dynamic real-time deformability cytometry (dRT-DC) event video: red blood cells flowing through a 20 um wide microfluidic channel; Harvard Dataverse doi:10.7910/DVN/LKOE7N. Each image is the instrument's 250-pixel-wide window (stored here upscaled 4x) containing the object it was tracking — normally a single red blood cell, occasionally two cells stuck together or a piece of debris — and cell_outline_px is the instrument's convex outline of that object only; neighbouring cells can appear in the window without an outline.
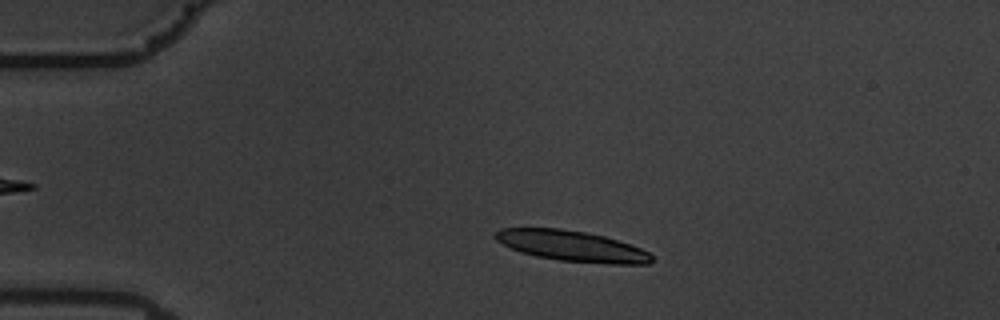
{"species": "common noctule bat (a hibernating species)", "species_latin": "Nyctalus noctula", "temperature_condition": "warm", "stored_images_in_passage": 54, "camera_frame_rate_fps": 3000, "um_per_image_px": 0.085, "animal": {"sex": "male", "body_mass_g": 19.5, "forearm_length_mm": 54.6}, "frame": {"image": 1, "passage_image": 9, "time_ms": 2.667, "image_size_px": [1000, 320], "cell_outline_px": [[652, 260], [648, 264], [608, 264], [560, 260], [536, 256], [520, 252], [496, 240], [492, 236], [500, 228], [560, 228], [584, 232], [604, 236], [640, 248], [648, 252], [652, 256]], "centroid_in_image_um": [48.58, 20.91], "position_along_channel_um": 36.4, "area_um2": 27.69}}